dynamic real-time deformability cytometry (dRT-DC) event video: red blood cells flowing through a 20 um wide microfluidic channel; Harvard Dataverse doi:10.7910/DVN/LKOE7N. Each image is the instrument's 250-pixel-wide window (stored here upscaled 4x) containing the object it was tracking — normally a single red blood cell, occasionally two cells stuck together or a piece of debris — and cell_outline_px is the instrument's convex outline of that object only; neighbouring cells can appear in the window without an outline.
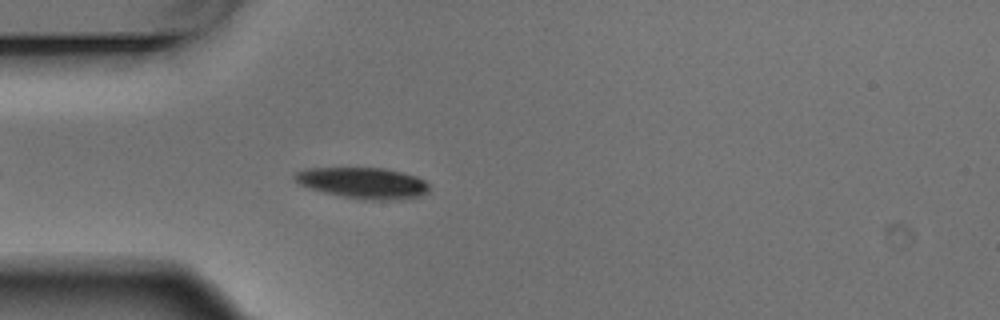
{"species": "Egyptian fruit bat (a non-hibernating species)", "species_latin": "Rousettus aegyptiacus", "temperature_condition": "warm", "stored_images_in_passage": 3, "camera_frame_rate_fps": 3000, "um_per_image_px": 0.085, "animal": {"sex": "male"}, "frame": {"image": 1, "passage_image": 3, "time_ms": 0.667, "image_size_px": [1000, 320], "cell_outline_px": [[428, 192], [420, 196], [400, 200], [372, 200], [344, 196], [324, 192], [300, 184], [292, 176], [296, 172], [308, 168], [384, 168], [416, 176], [424, 180], [428, 184]], "centroid_in_image_um": [30.9, 15.55], "position_along_channel_um": 54.1, "area_um2": 24.04}}